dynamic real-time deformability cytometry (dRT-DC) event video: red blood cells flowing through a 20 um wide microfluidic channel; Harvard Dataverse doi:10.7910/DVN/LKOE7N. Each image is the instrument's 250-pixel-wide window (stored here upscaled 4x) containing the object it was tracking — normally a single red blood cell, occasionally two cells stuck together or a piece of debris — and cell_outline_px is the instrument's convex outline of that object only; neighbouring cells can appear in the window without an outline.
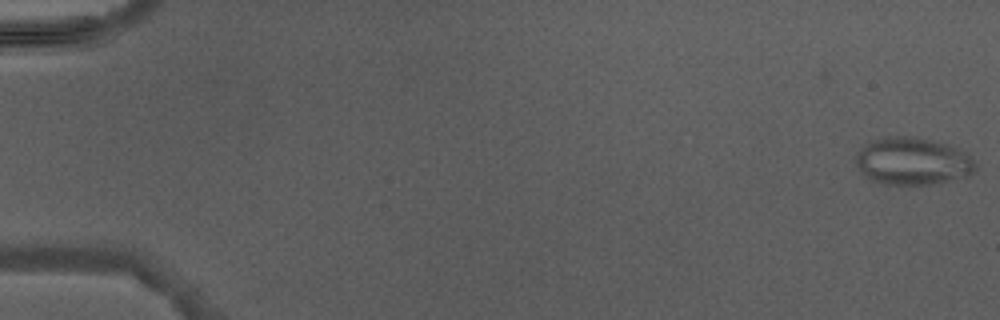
{"species": "Egyptian fruit bat (a non-hibernating species)", "species_latin": "Rousettus aegyptiacus", "temperature_condition": "warm", "stored_images_in_passage": 3, "camera_frame_rate_fps": 3000, "um_per_image_px": 0.085, "animal": {"sex": "male"}, "frame": {"image": 1, "passage_image": 1, "time_ms": 0.0, "image_size_px": [1000, 320], "cell_outline_px": [[976, 168], [968, 176], [932, 184], [884, 184], [872, 180], [856, 164], [856, 156], [872, 140], [888, 136], [916, 136], [948, 144], [968, 156], [976, 164]], "centroid_in_image_um": [77.59, 13.7], "position_along_channel_um": 7.4, "area_um2": 32.37}}